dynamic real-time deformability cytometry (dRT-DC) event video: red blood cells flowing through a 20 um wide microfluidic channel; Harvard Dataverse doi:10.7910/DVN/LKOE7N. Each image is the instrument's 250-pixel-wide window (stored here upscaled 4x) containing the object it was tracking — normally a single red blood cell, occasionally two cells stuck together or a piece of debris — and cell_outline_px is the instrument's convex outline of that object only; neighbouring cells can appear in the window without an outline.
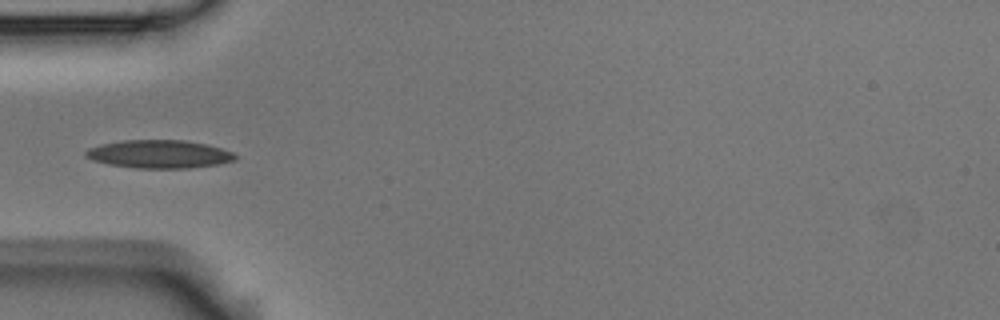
{"species": "Egyptian fruit bat (a non-hibernating species)", "species_latin": "Rousettus aegyptiacus", "temperature_condition": "room temperature", "stored_images_in_passage": 4, "camera_frame_rate_fps": 3000, "um_per_image_px": 0.085, "animal": {"sex": "male"}, "frame": {"image": 1, "passage_image": 4, "time_ms": 1.0, "image_size_px": [1000, 320], "cell_outline_px": [[236, 160], [220, 164], [188, 168], [136, 168], [108, 164], [92, 160], [84, 156], [84, 152], [88, 148], [100, 144], [120, 140], [184, 140], [208, 144], [232, 152], [236, 156]], "centroid_in_image_um": [13.5, 13.09], "position_along_channel_um": 71.5, "area_um2": 24.68}}